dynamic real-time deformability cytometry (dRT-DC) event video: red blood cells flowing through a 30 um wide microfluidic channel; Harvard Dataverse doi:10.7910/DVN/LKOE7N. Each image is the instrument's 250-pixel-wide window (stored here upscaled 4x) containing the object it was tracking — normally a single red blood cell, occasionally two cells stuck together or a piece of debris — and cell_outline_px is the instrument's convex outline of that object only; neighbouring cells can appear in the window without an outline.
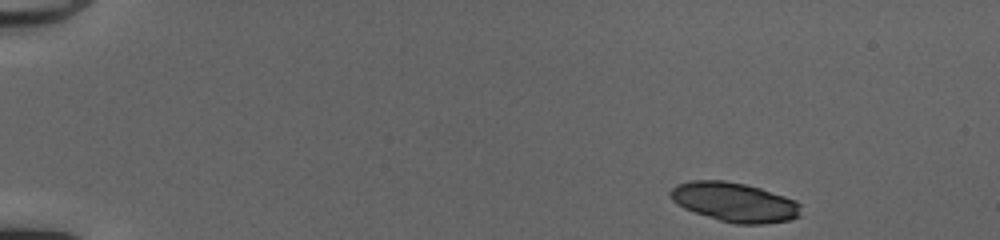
{"species": "common noctule bat (a hibernating species)", "species_latin": "Nyctalus noctula", "temperature_condition": "cold", "stored_images_in_passage": 45, "camera_frame_rate_fps": 3000, "um_per_image_px": 0.085, "animal": {"sex": "female", "body_mass_g": 20.0, "forearm_length_mm": 54.0}, "frame": {"image": 1, "passage_image": 1, "time_ms": 0.0, "image_size_px": [1000, 240], "cell_outline_px": [[800, 216], [792, 220], [764, 224], [736, 224], [720, 220], [684, 208], [676, 204], [668, 196], [668, 192], [676, 184], [692, 180], [724, 180], [744, 184], [760, 188], [796, 200], [800, 204]], "centroid_in_image_um": [62.43, 17.18], "position_along_channel_um": 22.6, "area_um2": 30.0}}